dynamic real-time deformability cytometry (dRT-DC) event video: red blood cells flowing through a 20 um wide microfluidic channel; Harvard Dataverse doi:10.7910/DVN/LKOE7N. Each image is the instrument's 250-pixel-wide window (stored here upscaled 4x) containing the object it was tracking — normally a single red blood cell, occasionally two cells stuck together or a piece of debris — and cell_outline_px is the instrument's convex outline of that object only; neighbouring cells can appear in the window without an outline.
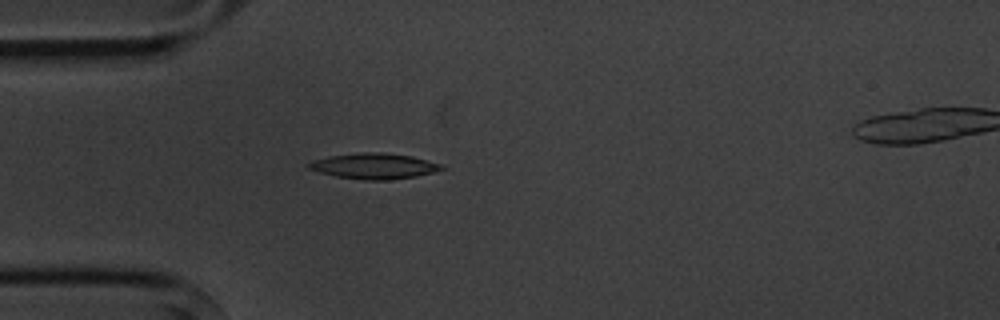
{"species": "common noctule bat (a hibernating species)", "species_latin": "Nyctalus noctula", "temperature_condition": "cold", "stored_images_in_passage": 5, "camera_frame_rate_fps": 3000, "um_per_image_px": 0.085, "animal": {"sex": "male", "body_mass_g": 20.1, "forearm_length_mm": 53.5}, "frame": {"image": 1, "passage_image": 4, "time_ms": 4.333, "image_size_px": [1000, 320], "cell_outline_px": [[444, 168], [432, 172], [416, 176], [388, 180], [364, 180], [336, 176], [320, 172], [308, 168], [304, 164], [312, 160], [332, 156], [360, 152], [384, 152], [412, 156], [440, 164]], "centroid_in_image_um": [31.75, 14.11], "position_along_channel_um": 53.3, "area_um2": 19.71}}